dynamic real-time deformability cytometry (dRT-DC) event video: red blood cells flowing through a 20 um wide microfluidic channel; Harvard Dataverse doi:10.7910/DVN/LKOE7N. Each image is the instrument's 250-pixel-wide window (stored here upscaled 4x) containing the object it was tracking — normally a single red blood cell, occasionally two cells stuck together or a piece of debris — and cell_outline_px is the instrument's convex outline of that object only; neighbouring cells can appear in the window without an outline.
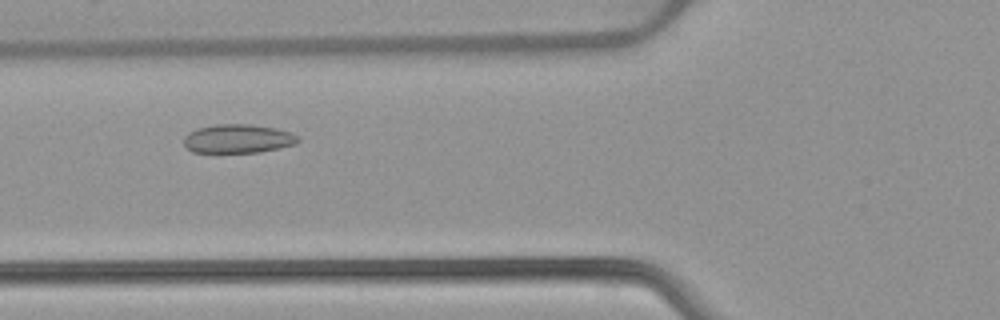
{"species": "common noctule bat (a hibernating species)", "species_latin": "Nyctalus noctula", "temperature_condition": "warm", "stored_images_in_passage": 49, "camera_frame_rate_fps": 3000, "um_per_image_px": 0.085, "animal": {"sex": "female", "body_mass_g": 22.7, "forearm_length_mm": 54.2}, "frame": {"image": 1, "passage_image": 16, "time_ms": 5.0, "image_size_px": [1000, 320], "cell_outline_px": [[300, 140], [296, 144], [260, 152], [192, 152], [184, 144], [184, 136], [188, 132], [196, 128], [216, 124], [248, 124], [276, 128], [292, 132]], "centroid_in_image_um": [20.22, 11.78], "position_along_channel_um": 105.6, "area_um2": 19.19}}
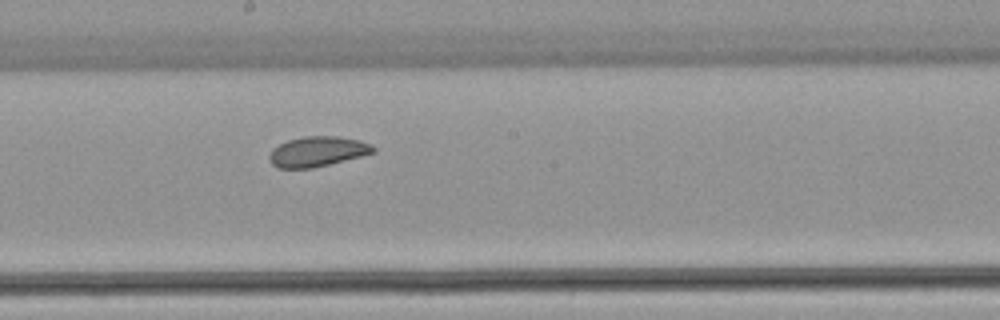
{"frame": {"image": 2, "passage_image": 25, "time_ms": 8.0, "image_size_px": [1000, 320], "cell_outline_px": [[376, 152], [312, 168], [276, 168], [268, 160], [268, 156], [272, 148], [288, 140], [304, 136], [336, 136], [360, 140], [372, 144], [376, 148]], "centroid_in_image_um": [26.97, 12.87], "position_along_channel_um": 221.2, "area_um2": 18.26}}
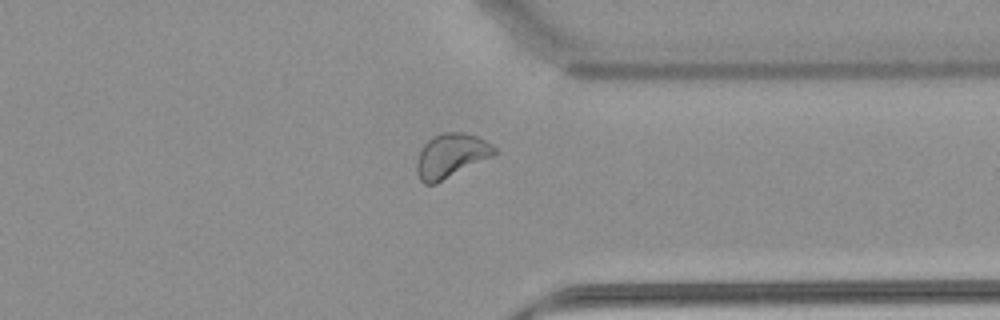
{"frame": {"image": 3, "passage_image": 37, "time_ms": 12.0, "image_size_px": [1000, 320], "cell_outline_px": [[496, 152], [492, 156], [436, 184], [424, 184], [420, 180], [416, 172], [416, 164], [420, 152], [424, 144], [432, 136], [440, 132], [464, 132], [476, 136], [492, 144], [496, 148]], "centroid_in_image_um": [38.31, 13.23], "position_along_channel_um": 373.1, "area_um2": 19.94}, "authors_computed_cell_mechanics": {"area_um2": 19.7676, "velocity_mm_per_s": 3.8553, "shape_relaxation_time_tau1_ms": 5.5471, "shape_relaxation_time_tau2_ms": 5.0243, "deformation_change_tau1": 0.0724, "deformation_change_tau2": 0.0803}}